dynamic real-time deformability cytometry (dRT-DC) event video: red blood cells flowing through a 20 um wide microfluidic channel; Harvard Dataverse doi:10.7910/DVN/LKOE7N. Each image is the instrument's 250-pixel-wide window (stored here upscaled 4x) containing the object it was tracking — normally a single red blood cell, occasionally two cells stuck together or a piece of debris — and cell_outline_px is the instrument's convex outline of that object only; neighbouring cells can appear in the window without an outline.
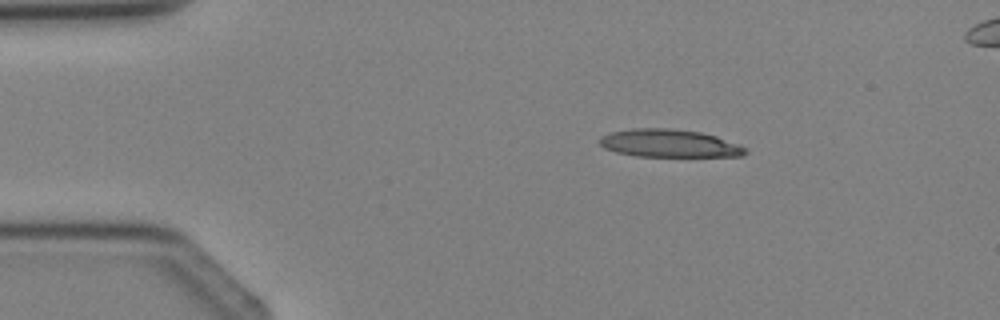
{"species": "Egyptian fruit bat (a non-hibernating species)", "species_latin": "Rousettus aegyptiacus", "temperature_condition": "cold", "stored_images_in_passage": 3, "segment_of_instrument_passage": [1, 2], "camera_frame_rate_fps": 3000, "um_per_image_px": 0.085, "animal": {"sex": "female"}, "frame": {"image": 1, "passage_image": 1, "time_ms": 0.0, "image_size_px": [1000, 320], "cell_outline_px": [[748, 152], [740, 156], [636, 156], [616, 152], [604, 148], [596, 140], [600, 136], [608, 132], [632, 128], [668, 128], [700, 132], [716, 136], [740, 144], [748, 148]], "centroid_in_image_um": [56.85, 12.17], "position_along_channel_um": 28.1, "area_um2": 23.87}}